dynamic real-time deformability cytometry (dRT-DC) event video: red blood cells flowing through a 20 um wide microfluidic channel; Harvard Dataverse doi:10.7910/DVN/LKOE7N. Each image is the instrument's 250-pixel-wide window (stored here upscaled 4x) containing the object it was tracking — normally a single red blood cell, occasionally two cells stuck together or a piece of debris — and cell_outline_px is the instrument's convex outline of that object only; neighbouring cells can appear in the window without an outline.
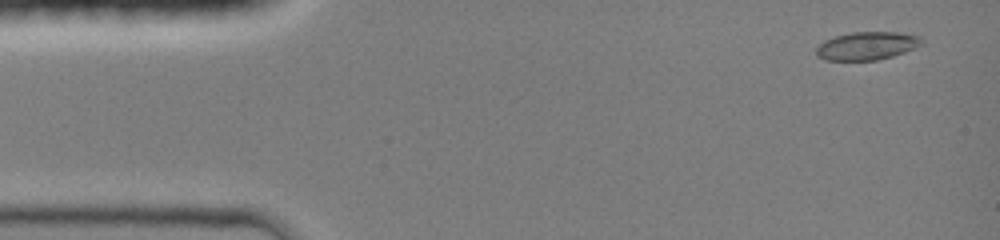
{"species": "common noctule bat (a hibernating species)", "species_latin": "Nyctalus noctula", "temperature_condition": "room temperature", "stored_images_in_passage": 5, "camera_frame_rate_fps": 3000, "um_per_image_px": 0.085, "animal": {"sex": "female", "body_mass_g": 19.0, "forearm_length_mm": 51.5}, "frame": {"image": 1, "passage_image": 2, "time_ms": 0.333, "image_size_px": [1000, 240], "cell_outline_px": [[924, 44], [916, 48], [892, 56], [876, 60], [824, 60], [816, 56], [816, 48], [824, 40], [836, 36], [852, 32], [896, 32], [920, 36], [924, 40]], "centroid_in_image_um": [73.71, 3.89], "position_along_channel_um": 11.3, "area_um2": 17.34}}